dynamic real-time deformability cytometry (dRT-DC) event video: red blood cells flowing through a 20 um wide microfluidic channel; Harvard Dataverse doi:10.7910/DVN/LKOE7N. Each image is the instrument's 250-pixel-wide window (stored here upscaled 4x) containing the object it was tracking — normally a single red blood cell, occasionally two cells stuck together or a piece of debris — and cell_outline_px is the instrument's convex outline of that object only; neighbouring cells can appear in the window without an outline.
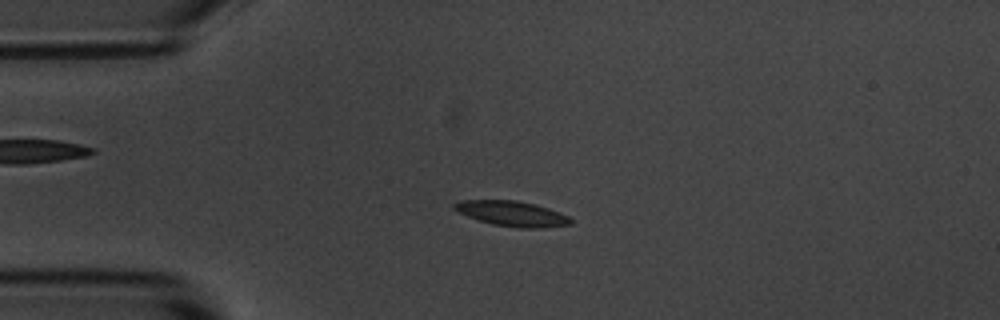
{"species": "common noctule bat (a hibernating species)", "species_latin": "Nyctalus noctula", "temperature_condition": "room temperature", "stored_images_in_passage": 52, "camera_frame_rate_fps": 3000, "um_per_image_px": 0.085, "animal": {"sex": "male", "body_mass_g": 20.1, "forearm_length_mm": 53.5}, "frame": {"image": 1, "passage_image": 10, "time_ms": 3.0, "image_size_px": [1000, 320], "cell_outline_px": [[572, 224], [536, 228], [516, 228], [492, 224], [468, 216], [452, 208], [452, 204], [464, 200], [516, 200], [536, 204], [548, 208], [568, 216], [572, 220]], "centroid_in_image_um": [43.52, 18.15], "position_along_channel_um": 41.5, "area_um2": 16.94}}
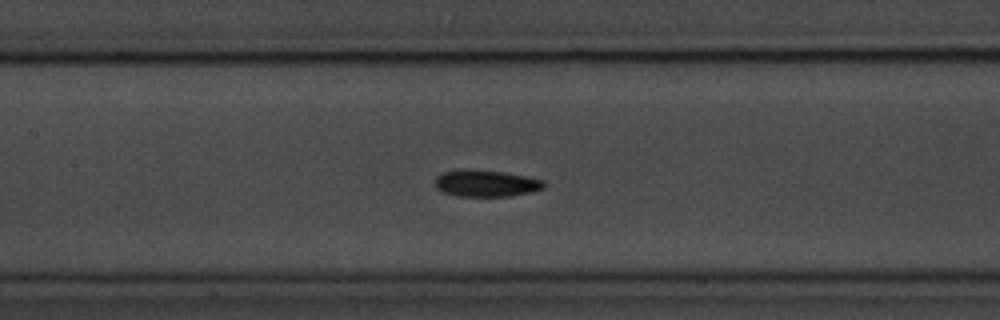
{"frame": {"image": 2, "passage_image": 22, "time_ms": 7.0, "image_size_px": [1000, 320], "cell_outline_px": [[544, 188], [512, 196], [456, 196], [444, 192], [436, 188], [436, 176], [444, 172], [464, 168], [468, 168], [504, 172], [544, 180]], "centroid_in_image_um": [41.28, 15.57], "position_along_channel_um": 166.1, "area_um2": 16.94}}
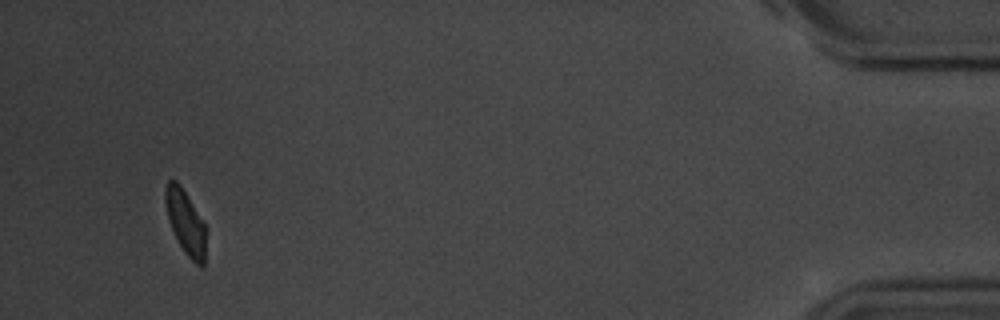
{"frame": {"image": 3, "passage_image": 49, "time_ms": 16.0, "image_size_px": [1000, 320], "cell_outline_px": [[204, 264], [200, 268], [184, 252], [168, 220], [164, 200], [164, 192], [168, 180], [176, 180], [180, 184], [204, 224]], "centroid_in_image_um": [15.73, 18.86], "position_along_channel_um": 419.5, "area_um2": 14.68}, "authors_computed_cell_mechanics": {"area_um2": 16.6753, "velocity_mm_per_s": 3.6563, "shape_relaxation_time_tau1_ms": 1.9199, "shape_relaxation_time_tau2_ms": 4.2098, "deformation_change_tau1": 0.0824, "deformation_change_tau2": 0.0761}}